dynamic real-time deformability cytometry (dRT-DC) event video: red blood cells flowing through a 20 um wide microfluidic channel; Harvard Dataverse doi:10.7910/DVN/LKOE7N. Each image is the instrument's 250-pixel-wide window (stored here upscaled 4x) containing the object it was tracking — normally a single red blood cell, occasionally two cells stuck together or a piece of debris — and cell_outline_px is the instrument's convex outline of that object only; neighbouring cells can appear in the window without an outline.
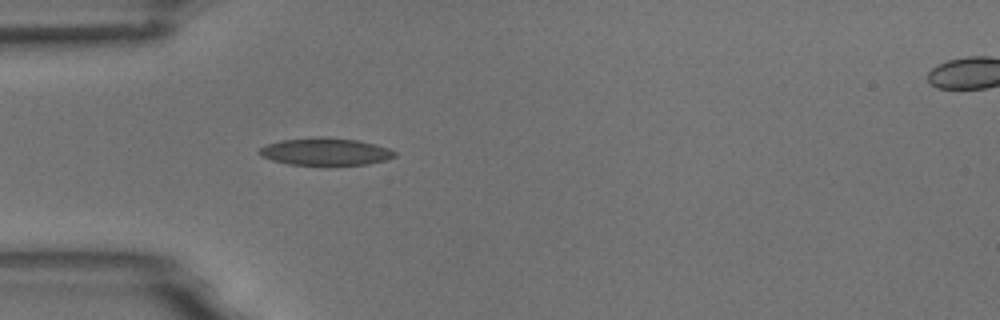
{"species": "common noctule bat (a hibernating species)", "species_latin": "Nyctalus noctula", "temperature_condition": "room temperature", "stored_images_in_passage": 2, "segment_of_instrument_passage": [1, 2], "camera_frame_rate_fps": 3000, "um_per_image_px": 0.085, "animal": {"sex": "male", "body_mass_g": 18.8}, "frame": {"image": 1, "passage_image": 1, "time_ms": 0.0, "image_size_px": [1000, 320], "cell_outline_px": [[396, 156], [384, 160], [368, 164], [288, 164], [272, 160], [260, 156], [256, 152], [260, 148], [268, 144], [280, 140], [320, 136], [360, 140], [376, 144], [388, 148], [396, 152]], "centroid_in_image_um": [27.64, 12.87], "position_along_channel_um": 57.4, "area_um2": 21.5}}